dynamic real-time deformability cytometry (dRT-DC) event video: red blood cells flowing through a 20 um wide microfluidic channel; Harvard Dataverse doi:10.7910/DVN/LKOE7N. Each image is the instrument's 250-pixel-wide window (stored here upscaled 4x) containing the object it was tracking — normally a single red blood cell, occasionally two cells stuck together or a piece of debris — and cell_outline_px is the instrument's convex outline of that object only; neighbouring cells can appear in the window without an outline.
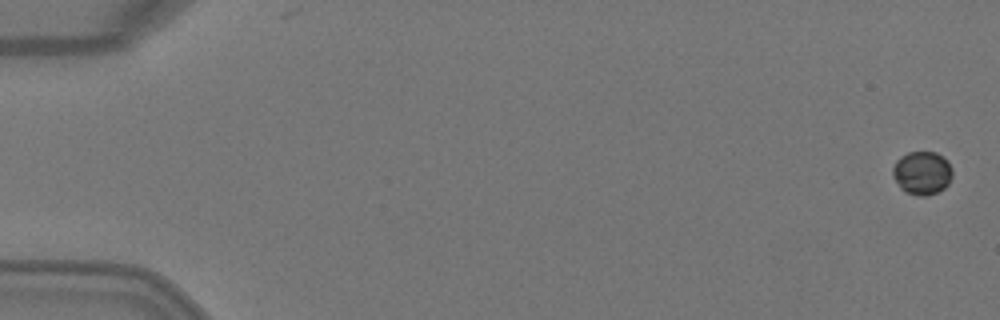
{"species": "Egyptian fruit bat (a non-hibernating species)", "species_latin": "Rousettus aegyptiacus", "temperature_condition": "warm", "stored_images_in_passage": 6, "camera_frame_rate_fps": 3000, "um_per_image_px": 0.085, "animal": {"sex": "female"}, "frame": {"image": 1, "passage_image": 1, "time_ms": 0.0, "image_size_px": [1000, 320], "cell_outline_px": [[952, 176], [948, 184], [944, 188], [936, 192], [924, 196], [916, 196], [900, 188], [892, 176], [892, 168], [896, 160], [900, 156], [908, 152], [936, 152], [944, 156], [948, 160], [952, 168]], "centroid_in_image_um": [78.38, 14.68], "position_along_channel_um": 6.6, "area_um2": 15.26}}
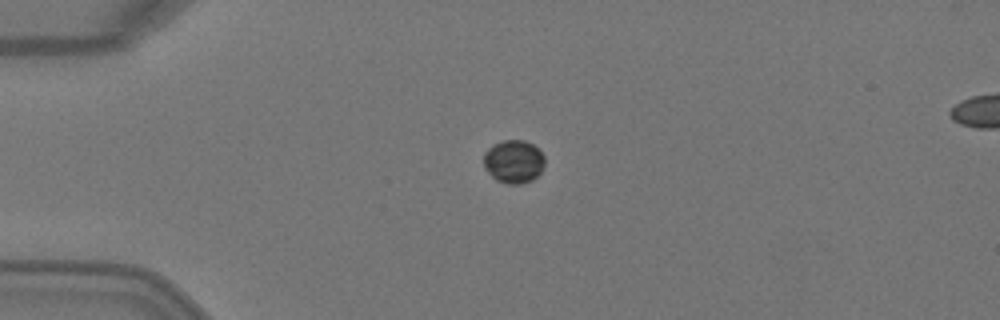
{"frame": {"image": 2, "passage_image": 4, "time_ms": 1.0, "image_size_px": [1000, 320], "cell_outline_px": [[544, 164], [540, 172], [532, 180], [520, 184], [508, 184], [496, 180], [484, 168], [484, 152], [492, 144], [504, 140], [524, 140], [532, 144], [544, 156]], "centroid_in_image_um": [43.64, 13.73], "position_along_channel_um": 41.4, "area_um2": 15.32}}